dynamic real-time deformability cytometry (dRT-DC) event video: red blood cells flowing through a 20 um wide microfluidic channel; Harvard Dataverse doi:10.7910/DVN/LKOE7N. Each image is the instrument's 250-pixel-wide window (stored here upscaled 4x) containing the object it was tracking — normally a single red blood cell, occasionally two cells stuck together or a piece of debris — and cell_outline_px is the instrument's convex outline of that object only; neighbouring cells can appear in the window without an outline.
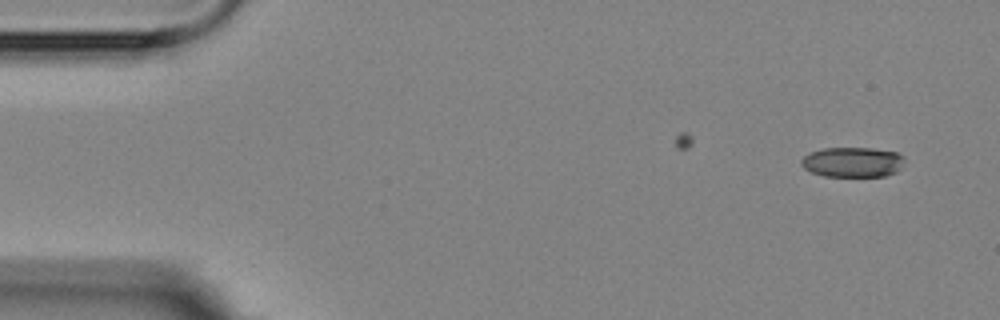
{"species": "Egyptian fruit bat (a non-hibernating species)", "species_latin": "Rousettus aegyptiacus", "temperature_condition": "room temperature", "stored_images_in_passage": 2, "camera_frame_rate_fps": 3000, "um_per_image_px": 0.085, "animal": {"sex": "female"}, "frame": {"image": 1, "passage_image": 2, "time_ms": 1.333, "image_size_px": [1000, 320], "cell_outline_px": [[904, 160], [900, 168], [896, 172], [884, 176], [824, 176], [812, 172], [804, 168], [800, 164], [800, 160], [804, 156], [812, 152], [824, 148], [872, 148], [896, 152], [904, 156]], "centroid_in_image_um": [72.47, 13.78], "position_along_channel_um": 12.5, "area_um2": 18.03}}